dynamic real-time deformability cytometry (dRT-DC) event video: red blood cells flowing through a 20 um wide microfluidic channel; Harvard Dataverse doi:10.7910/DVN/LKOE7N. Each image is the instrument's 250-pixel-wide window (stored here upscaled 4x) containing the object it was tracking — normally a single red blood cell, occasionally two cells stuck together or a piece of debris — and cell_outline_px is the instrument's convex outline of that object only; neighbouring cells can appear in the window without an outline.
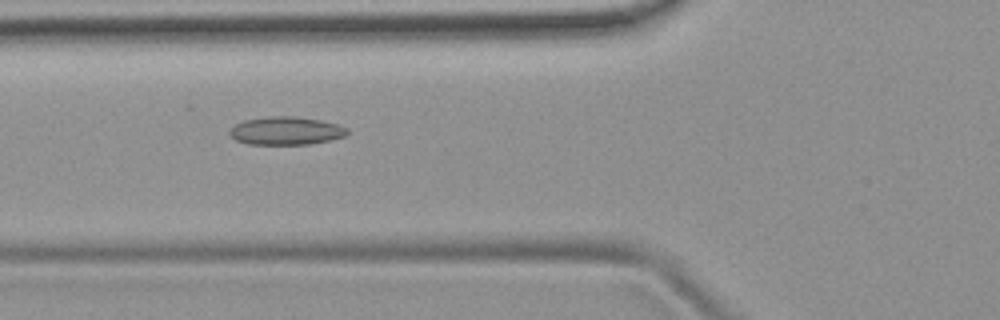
{"species": "common noctule bat (a hibernating species)", "species_latin": "Nyctalus noctula", "temperature_condition": "room temperature", "stored_images_in_passage": 10, "camera_frame_rate_fps": 3000, "um_per_image_px": 0.085, "animal": {"sex": "female", "body_mass_g": 19.9}, "frame": {"image": 1, "passage_image": 5, "time_ms": 5.333, "image_size_px": [1000, 320], "cell_outline_px": [[348, 132], [344, 136], [328, 140], [308, 144], [248, 144], [236, 140], [228, 132], [236, 124], [244, 120], [268, 116], [292, 116], [320, 120], [336, 124], [348, 128]], "centroid_in_image_um": [24.29, 11.11], "position_along_channel_um": 101.5, "area_um2": 19.02}}
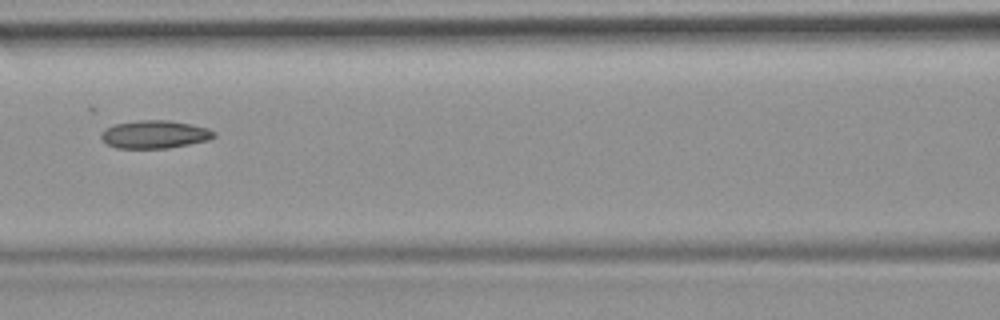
{"frame": {"image": 2, "passage_image": 6, "time_ms": 6.667, "image_size_px": [1000, 320], "cell_outline_px": [[216, 136], [208, 140], [168, 148], [116, 148], [108, 144], [100, 136], [104, 128], [116, 124], [140, 120], [168, 120], [192, 124], [208, 128], [216, 132]], "centroid_in_image_um": [13.17, 11.42], "position_along_channel_um": 153.4, "area_um2": 18.32}}
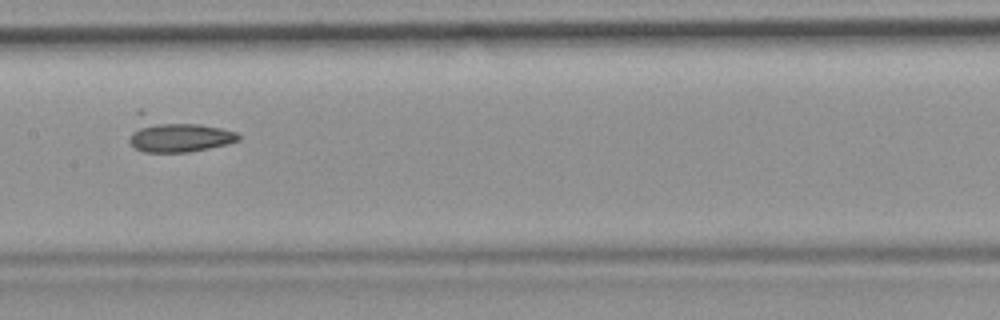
{"frame": {"image": 3, "passage_image": 7, "time_ms": 7.667, "image_size_px": [1000, 320], "cell_outline_px": [[240, 140], [228, 144], [188, 152], [144, 152], [136, 148], [128, 140], [136, 108], [140, 108], [236, 132], [240, 136]], "centroid_in_image_um": [14.87, 11.37], "position_along_channel_um": 192.5, "area_um2": 23.0}}